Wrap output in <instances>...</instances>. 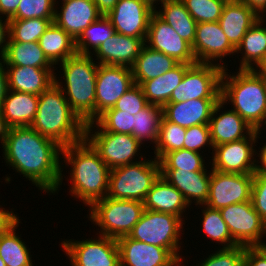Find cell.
<instances>
[{
	"label": "cell",
	"mask_w": 266,
	"mask_h": 266,
	"mask_svg": "<svg viewBox=\"0 0 266 266\" xmlns=\"http://www.w3.org/2000/svg\"><path fill=\"white\" fill-rule=\"evenodd\" d=\"M185 136L186 128L162 117L157 142L154 146L156 155L154 158L159 161L165 154L183 149Z\"/></svg>",
	"instance_id": "cell-39"
},
{
	"label": "cell",
	"mask_w": 266,
	"mask_h": 266,
	"mask_svg": "<svg viewBox=\"0 0 266 266\" xmlns=\"http://www.w3.org/2000/svg\"><path fill=\"white\" fill-rule=\"evenodd\" d=\"M197 23L219 22L225 2L222 0H181Z\"/></svg>",
	"instance_id": "cell-42"
},
{
	"label": "cell",
	"mask_w": 266,
	"mask_h": 266,
	"mask_svg": "<svg viewBox=\"0 0 266 266\" xmlns=\"http://www.w3.org/2000/svg\"><path fill=\"white\" fill-rule=\"evenodd\" d=\"M184 221L170 213L144 210L128 237L166 248L181 263L183 260L178 250L181 248L179 237Z\"/></svg>",
	"instance_id": "cell-8"
},
{
	"label": "cell",
	"mask_w": 266,
	"mask_h": 266,
	"mask_svg": "<svg viewBox=\"0 0 266 266\" xmlns=\"http://www.w3.org/2000/svg\"><path fill=\"white\" fill-rule=\"evenodd\" d=\"M202 210L203 214V231L208 238H211L212 242L224 244L223 249H229L238 246V244L232 239L231 233L228 229L227 224L223 220L221 213L218 209H212L208 206Z\"/></svg>",
	"instance_id": "cell-40"
},
{
	"label": "cell",
	"mask_w": 266,
	"mask_h": 266,
	"mask_svg": "<svg viewBox=\"0 0 266 266\" xmlns=\"http://www.w3.org/2000/svg\"><path fill=\"white\" fill-rule=\"evenodd\" d=\"M90 221L100 227V235L118 239L128 236L140 220L145 208L143 202L105 197L89 209Z\"/></svg>",
	"instance_id": "cell-7"
},
{
	"label": "cell",
	"mask_w": 266,
	"mask_h": 266,
	"mask_svg": "<svg viewBox=\"0 0 266 266\" xmlns=\"http://www.w3.org/2000/svg\"><path fill=\"white\" fill-rule=\"evenodd\" d=\"M64 1H67V0H62V2H64ZM54 3H55V5H56V3H57L56 0H54Z\"/></svg>",
	"instance_id": "cell-62"
},
{
	"label": "cell",
	"mask_w": 266,
	"mask_h": 266,
	"mask_svg": "<svg viewBox=\"0 0 266 266\" xmlns=\"http://www.w3.org/2000/svg\"><path fill=\"white\" fill-rule=\"evenodd\" d=\"M232 239L243 246H265L266 223L255 211L252 201L231 204L219 209Z\"/></svg>",
	"instance_id": "cell-11"
},
{
	"label": "cell",
	"mask_w": 266,
	"mask_h": 266,
	"mask_svg": "<svg viewBox=\"0 0 266 266\" xmlns=\"http://www.w3.org/2000/svg\"><path fill=\"white\" fill-rule=\"evenodd\" d=\"M227 70L221 76L220 99L231 102L233 110L260 134L266 117V77L255 69H239L232 76Z\"/></svg>",
	"instance_id": "cell-4"
},
{
	"label": "cell",
	"mask_w": 266,
	"mask_h": 266,
	"mask_svg": "<svg viewBox=\"0 0 266 266\" xmlns=\"http://www.w3.org/2000/svg\"><path fill=\"white\" fill-rule=\"evenodd\" d=\"M222 1H224L225 3H230V2H238L240 0H222Z\"/></svg>",
	"instance_id": "cell-60"
},
{
	"label": "cell",
	"mask_w": 266,
	"mask_h": 266,
	"mask_svg": "<svg viewBox=\"0 0 266 266\" xmlns=\"http://www.w3.org/2000/svg\"><path fill=\"white\" fill-rule=\"evenodd\" d=\"M162 10L154 12L167 24H169L176 33L191 45L195 39L197 22L187 11L181 0H166L161 4Z\"/></svg>",
	"instance_id": "cell-34"
},
{
	"label": "cell",
	"mask_w": 266,
	"mask_h": 266,
	"mask_svg": "<svg viewBox=\"0 0 266 266\" xmlns=\"http://www.w3.org/2000/svg\"><path fill=\"white\" fill-rule=\"evenodd\" d=\"M240 2L248 5L259 17L266 11V0H240Z\"/></svg>",
	"instance_id": "cell-56"
},
{
	"label": "cell",
	"mask_w": 266,
	"mask_h": 266,
	"mask_svg": "<svg viewBox=\"0 0 266 266\" xmlns=\"http://www.w3.org/2000/svg\"><path fill=\"white\" fill-rule=\"evenodd\" d=\"M245 246L218 249L196 266H244Z\"/></svg>",
	"instance_id": "cell-45"
},
{
	"label": "cell",
	"mask_w": 266,
	"mask_h": 266,
	"mask_svg": "<svg viewBox=\"0 0 266 266\" xmlns=\"http://www.w3.org/2000/svg\"><path fill=\"white\" fill-rule=\"evenodd\" d=\"M120 266H181L166 249L123 236L117 239Z\"/></svg>",
	"instance_id": "cell-19"
},
{
	"label": "cell",
	"mask_w": 266,
	"mask_h": 266,
	"mask_svg": "<svg viewBox=\"0 0 266 266\" xmlns=\"http://www.w3.org/2000/svg\"><path fill=\"white\" fill-rule=\"evenodd\" d=\"M19 221V217L13 211H8L0 207V237L6 234Z\"/></svg>",
	"instance_id": "cell-50"
},
{
	"label": "cell",
	"mask_w": 266,
	"mask_h": 266,
	"mask_svg": "<svg viewBox=\"0 0 266 266\" xmlns=\"http://www.w3.org/2000/svg\"><path fill=\"white\" fill-rule=\"evenodd\" d=\"M38 102V95L8 90L0 109L13 127L31 126L36 116Z\"/></svg>",
	"instance_id": "cell-28"
},
{
	"label": "cell",
	"mask_w": 266,
	"mask_h": 266,
	"mask_svg": "<svg viewBox=\"0 0 266 266\" xmlns=\"http://www.w3.org/2000/svg\"><path fill=\"white\" fill-rule=\"evenodd\" d=\"M0 266H6V264L4 263V261L1 257H0Z\"/></svg>",
	"instance_id": "cell-61"
},
{
	"label": "cell",
	"mask_w": 266,
	"mask_h": 266,
	"mask_svg": "<svg viewBox=\"0 0 266 266\" xmlns=\"http://www.w3.org/2000/svg\"><path fill=\"white\" fill-rule=\"evenodd\" d=\"M251 201L255 211L266 223V172L253 174Z\"/></svg>",
	"instance_id": "cell-48"
},
{
	"label": "cell",
	"mask_w": 266,
	"mask_h": 266,
	"mask_svg": "<svg viewBox=\"0 0 266 266\" xmlns=\"http://www.w3.org/2000/svg\"><path fill=\"white\" fill-rule=\"evenodd\" d=\"M145 43L153 50L162 52L179 63H197L192 46L181 38L176 31L162 20L155 12L149 22L148 34Z\"/></svg>",
	"instance_id": "cell-17"
},
{
	"label": "cell",
	"mask_w": 266,
	"mask_h": 266,
	"mask_svg": "<svg viewBox=\"0 0 266 266\" xmlns=\"http://www.w3.org/2000/svg\"><path fill=\"white\" fill-rule=\"evenodd\" d=\"M133 118L134 115L127 112L120 110H106L94 122L106 132L132 135Z\"/></svg>",
	"instance_id": "cell-44"
},
{
	"label": "cell",
	"mask_w": 266,
	"mask_h": 266,
	"mask_svg": "<svg viewBox=\"0 0 266 266\" xmlns=\"http://www.w3.org/2000/svg\"><path fill=\"white\" fill-rule=\"evenodd\" d=\"M8 91V81L5 69V64L2 59H0V108L2 106L3 99Z\"/></svg>",
	"instance_id": "cell-54"
},
{
	"label": "cell",
	"mask_w": 266,
	"mask_h": 266,
	"mask_svg": "<svg viewBox=\"0 0 266 266\" xmlns=\"http://www.w3.org/2000/svg\"><path fill=\"white\" fill-rule=\"evenodd\" d=\"M192 51L197 63H214L225 68L221 59L233 55L236 48L229 42L219 22L197 23ZM220 59V63H215ZM215 61V62H214Z\"/></svg>",
	"instance_id": "cell-18"
},
{
	"label": "cell",
	"mask_w": 266,
	"mask_h": 266,
	"mask_svg": "<svg viewBox=\"0 0 266 266\" xmlns=\"http://www.w3.org/2000/svg\"><path fill=\"white\" fill-rule=\"evenodd\" d=\"M199 152L187 149L175 150L165 154L160 160V169H180L190 172L207 171L205 160Z\"/></svg>",
	"instance_id": "cell-41"
},
{
	"label": "cell",
	"mask_w": 266,
	"mask_h": 266,
	"mask_svg": "<svg viewBox=\"0 0 266 266\" xmlns=\"http://www.w3.org/2000/svg\"><path fill=\"white\" fill-rule=\"evenodd\" d=\"M139 162L110 170L107 197L143 202L153 183L160 176L158 160L140 158ZM143 159V160H142Z\"/></svg>",
	"instance_id": "cell-6"
},
{
	"label": "cell",
	"mask_w": 266,
	"mask_h": 266,
	"mask_svg": "<svg viewBox=\"0 0 266 266\" xmlns=\"http://www.w3.org/2000/svg\"><path fill=\"white\" fill-rule=\"evenodd\" d=\"M160 176L181 192L189 205L192 200H196V206L205 205L209 195L211 171L160 169Z\"/></svg>",
	"instance_id": "cell-23"
},
{
	"label": "cell",
	"mask_w": 266,
	"mask_h": 266,
	"mask_svg": "<svg viewBox=\"0 0 266 266\" xmlns=\"http://www.w3.org/2000/svg\"><path fill=\"white\" fill-rule=\"evenodd\" d=\"M1 59L6 66L55 68L44 54L39 42H7L5 53Z\"/></svg>",
	"instance_id": "cell-32"
},
{
	"label": "cell",
	"mask_w": 266,
	"mask_h": 266,
	"mask_svg": "<svg viewBox=\"0 0 266 266\" xmlns=\"http://www.w3.org/2000/svg\"><path fill=\"white\" fill-rule=\"evenodd\" d=\"M7 33V34H6ZM9 39V20L5 19L2 20V16H0V58L3 57L7 42L6 40Z\"/></svg>",
	"instance_id": "cell-52"
},
{
	"label": "cell",
	"mask_w": 266,
	"mask_h": 266,
	"mask_svg": "<svg viewBox=\"0 0 266 266\" xmlns=\"http://www.w3.org/2000/svg\"><path fill=\"white\" fill-rule=\"evenodd\" d=\"M145 42L141 38L116 33L94 52L98 64L131 68Z\"/></svg>",
	"instance_id": "cell-24"
},
{
	"label": "cell",
	"mask_w": 266,
	"mask_h": 266,
	"mask_svg": "<svg viewBox=\"0 0 266 266\" xmlns=\"http://www.w3.org/2000/svg\"><path fill=\"white\" fill-rule=\"evenodd\" d=\"M63 251L72 266H120L117 239L99 235L98 239L64 240Z\"/></svg>",
	"instance_id": "cell-12"
},
{
	"label": "cell",
	"mask_w": 266,
	"mask_h": 266,
	"mask_svg": "<svg viewBox=\"0 0 266 266\" xmlns=\"http://www.w3.org/2000/svg\"><path fill=\"white\" fill-rule=\"evenodd\" d=\"M223 105L225 104L220 99L215 104L209 121L213 147L247 138L254 131V129L233 109L222 112V114L219 113L220 115L217 116L221 108L223 109Z\"/></svg>",
	"instance_id": "cell-21"
},
{
	"label": "cell",
	"mask_w": 266,
	"mask_h": 266,
	"mask_svg": "<svg viewBox=\"0 0 266 266\" xmlns=\"http://www.w3.org/2000/svg\"><path fill=\"white\" fill-rule=\"evenodd\" d=\"M254 130L247 138L215 146L212 150V169L224 173L254 174L255 155L258 153L253 145L259 138Z\"/></svg>",
	"instance_id": "cell-14"
},
{
	"label": "cell",
	"mask_w": 266,
	"mask_h": 266,
	"mask_svg": "<svg viewBox=\"0 0 266 266\" xmlns=\"http://www.w3.org/2000/svg\"><path fill=\"white\" fill-rule=\"evenodd\" d=\"M85 123L71 109L60 87L53 83L39 95L38 109L31 127L60 146L84 139Z\"/></svg>",
	"instance_id": "cell-3"
},
{
	"label": "cell",
	"mask_w": 266,
	"mask_h": 266,
	"mask_svg": "<svg viewBox=\"0 0 266 266\" xmlns=\"http://www.w3.org/2000/svg\"><path fill=\"white\" fill-rule=\"evenodd\" d=\"M259 69V70H258ZM260 74L266 77V58L265 60L260 64V66L256 69Z\"/></svg>",
	"instance_id": "cell-59"
},
{
	"label": "cell",
	"mask_w": 266,
	"mask_h": 266,
	"mask_svg": "<svg viewBox=\"0 0 266 266\" xmlns=\"http://www.w3.org/2000/svg\"><path fill=\"white\" fill-rule=\"evenodd\" d=\"M261 153L257 156L260 157V161L256 159L255 172H266V144L260 149ZM260 163V165H258Z\"/></svg>",
	"instance_id": "cell-57"
},
{
	"label": "cell",
	"mask_w": 266,
	"mask_h": 266,
	"mask_svg": "<svg viewBox=\"0 0 266 266\" xmlns=\"http://www.w3.org/2000/svg\"><path fill=\"white\" fill-rule=\"evenodd\" d=\"M134 85L131 68L116 65H98L96 77L95 120L113 108L117 100Z\"/></svg>",
	"instance_id": "cell-15"
},
{
	"label": "cell",
	"mask_w": 266,
	"mask_h": 266,
	"mask_svg": "<svg viewBox=\"0 0 266 266\" xmlns=\"http://www.w3.org/2000/svg\"><path fill=\"white\" fill-rule=\"evenodd\" d=\"M21 0H0V15H5L6 19H10L20 4Z\"/></svg>",
	"instance_id": "cell-51"
},
{
	"label": "cell",
	"mask_w": 266,
	"mask_h": 266,
	"mask_svg": "<svg viewBox=\"0 0 266 266\" xmlns=\"http://www.w3.org/2000/svg\"><path fill=\"white\" fill-rule=\"evenodd\" d=\"M19 223L0 237V257L6 266H33L30 249L15 232Z\"/></svg>",
	"instance_id": "cell-37"
},
{
	"label": "cell",
	"mask_w": 266,
	"mask_h": 266,
	"mask_svg": "<svg viewBox=\"0 0 266 266\" xmlns=\"http://www.w3.org/2000/svg\"><path fill=\"white\" fill-rule=\"evenodd\" d=\"M162 117V107L148 104L134 115L132 136L141 144L147 139L156 144Z\"/></svg>",
	"instance_id": "cell-36"
},
{
	"label": "cell",
	"mask_w": 266,
	"mask_h": 266,
	"mask_svg": "<svg viewBox=\"0 0 266 266\" xmlns=\"http://www.w3.org/2000/svg\"><path fill=\"white\" fill-rule=\"evenodd\" d=\"M219 100L220 98H200L167 103L163 107V117L183 128L209 125L213 108Z\"/></svg>",
	"instance_id": "cell-22"
},
{
	"label": "cell",
	"mask_w": 266,
	"mask_h": 266,
	"mask_svg": "<svg viewBox=\"0 0 266 266\" xmlns=\"http://www.w3.org/2000/svg\"><path fill=\"white\" fill-rule=\"evenodd\" d=\"M253 174L224 173L211 169L209 195L205 206L221 209L251 201Z\"/></svg>",
	"instance_id": "cell-13"
},
{
	"label": "cell",
	"mask_w": 266,
	"mask_h": 266,
	"mask_svg": "<svg viewBox=\"0 0 266 266\" xmlns=\"http://www.w3.org/2000/svg\"><path fill=\"white\" fill-rule=\"evenodd\" d=\"M223 67L212 63L192 64L185 72L177 88L171 94L169 103L189 99L220 98Z\"/></svg>",
	"instance_id": "cell-10"
},
{
	"label": "cell",
	"mask_w": 266,
	"mask_h": 266,
	"mask_svg": "<svg viewBox=\"0 0 266 266\" xmlns=\"http://www.w3.org/2000/svg\"><path fill=\"white\" fill-rule=\"evenodd\" d=\"M94 62L92 55L76 53L60 62L63 70L61 75L62 78L65 77L64 88L55 76V83L63 91L71 109L85 124L95 121L96 77L99 64Z\"/></svg>",
	"instance_id": "cell-5"
},
{
	"label": "cell",
	"mask_w": 266,
	"mask_h": 266,
	"mask_svg": "<svg viewBox=\"0 0 266 266\" xmlns=\"http://www.w3.org/2000/svg\"><path fill=\"white\" fill-rule=\"evenodd\" d=\"M56 8L54 0H21L17 11L9 20L54 19Z\"/></svg>",
	"instance_id": "cell-43"
},
{
	"label": "cell",
	"mask_w": 266,
	"mask_h": 266,
	"mask_svg": "<svg viewBox=\"0 0 266 266\" xmlns=\"http://www.w3.org/2000/svg\"><path fill=\"white\" fill-rule=\"evenodd\" d=\"M38 42L46 57L54 65L77 53L75 40L55 22L51 23Z\"/></svg>",
	"instance_id": "cell-33"
},
{
	"label": "cell",
	"mask_w": 266,
	"mask_h": 266,
	"mask_svg": "<svg viewBox=\"0 0 266 266\" xmlns=\"http://www.w3.org/2000/svg\"><path fill=\"white\" fill-rule=\"evenodd\" d=\"M206 145L214 148L209 125H196L186 128L184 149L200 153V149Z\"/></svg>",
	"instance_id": "cell-47"
},
{
	"label": "cell",
	"mask_w": 266,
	"mask_h": 266,
	"mask_svg": "<svg viewBox=\"0 0 266 266\" xmlns=\"http://www.w3.org/2000/svg\"><path fill=\"white\" fill-rule=\"evenodd\" d=\"M143 205L145 210L170 213L181 218L183 212L189 208L183 194L161 176L148 191Z\"/></svg>",
	"instance_id": "cell-27"
},
{
	"label": "cell",
	"mask_w": 266,
	"mask_h": 266,
	"mask_svg": "<svg viewBox=\"0 0 266 266\" xmlns=\"http://www.w3.org/2000/svg\"><path fill=\"white\" fill-rule=\"evenodd\" d=\"M54 19L32 18L9 20L8 42H38Z\"/></svg>",
	"instance_id": "cell-38"
},
{
	"label": "cell",
	"mask_w": 266,
	"mask_h": 266,
	"mask_svg": "<svg viewBox=\"0 0 266 266\" xmlns=\"http://www.w3.org/2000/svg\"><path fill=\"white\" fill-rule=\"evenodd\" d=\"M178 64L174 58L153 50L145 43L131 67L134 84L141 85L144 81L155 79Z\"/></svg>",
	"instance_id": "cell-29"
},
{
	"label": "cell",
	"mask_w": 266,
	"mask_h": 266,
	"mask_svg": "<svg viewBox=\"0 0 266 266\" xmlns=\"http://www.w3.org/2000/svg\"><path fill=\"white\" fill-rule=\"evenodd\" d=\"M260 17L243 2L225 3L219 23L229 42L237 48L246 32Z\"/></svg>",
	"instance_id": "cell-26"
},
{
	"label": "cell",
	"mask_w": 266,
	"mask_h": 266,
	"mask_svg": "<svg viewBox=\"0 0 266 266\" xmlns=\"http://www.w3.org/2000/svg\"><path fill=\"white\" fill-rule=\"evenodd\" d=\"M264 22L265 20L260 16V19L246 32L241 43L237 46L235 53L238 54V52L242 51V55L244 54L242 59H240L239 69L256 70L265 60L266 27H262Z\"/></svg>",
	"instance_id": "cell-31"
},
{
	"label": "cell",
	"mask_w": 266,
	"mask_h": 266,
	"mask_svg": "<svg viewBox=\"0 0 266 266\" xmlns=\"http://www.w3.org/2000/svg\"><path fill=\"white\" fill-rule=\"evenodd\" d=\"M62 156L72 168V196L90 207L107 196L111 169L85 139L62 147Z\"/></svg>",
	"instance_id": "cell-2"
},
{
	"label": "cell",
	"mask_w": 266,
	"mask_h": 266,
	"mask_svg": "<svg viewBox=\"0 0 266 266\" xmlns=\"http://www.w3.org/2000/svg\"><path fill=\"white\" fill-rule=\"evenodd\" d=\"M144 3H146L148 6H150L153 10H156V5H154L156 2H161V4L166 0H142Z\"/></svg>",
	"instance_id": "cell-58"
},
{
	"label": "cell",
	"mask_w": 266,
	"mask_h": 266,
	"mask_svg": "<svg viewBox=\"0 0 266 266\" xmlns=\"http://www.w3.org/2000/svg\"><path fill=\"white\" fill-rule=\"evenodd\" d=\"M60 11L55 10L54 22L74 40L102 14L93 0H67Z\"/></svg>",
	"instance_id": "cell-20"
},
{
	"label": "cell",
	"mask_w": 266,
	"mask_h": 266,
	"mask_svg": "<svg viewBox=\"0 0 266 266\" xmlns=\"http://www.w3.org/2000/svg\"><path fill=\"white\" fill-rule=\"evenodd\" d=\"M13 126L9 121L3 116V112L0 109V142L4 146L7 138L10 136Z\"/></svg>",
	"instance_id": "cell-53"
},
{
	"label": "cell",
	"mask_w": 266,
	"mask_h": 266,
	"mask_svg": "<svg viewBox=\"0 0 266 266\" xmlns=\"http://www.w3.org/2000/svg\"><path fill=\"white\" fill-rule=\"evenodd\" d=\"M192 64L179 63L170 71L156 77L144 81L140 86L148 104L164 107L169 103L172 92L181 83L186 70Z\"/></svg>",
	"instance_id": "cell-30"
},
{
	"label": "cell",
	"mask_w": 266,
	"mask_h": 266,
	"mask_svg": "<svg viewBox=\"0 0 266 266\" xmlns=\"http://www.w3.org/2000/svg\"><path fill=\"white\" fill-rule=\"evenodd\" d=\"M244 266H266V245L245 246Z\"/></svg>",
	"instance_id": "cell-49"
},
{
	"label": "cell",
	"mask_w": 266,
	"mask_h": 266,
	"mask_svg": "<svg viewBox=\"0 0 266 266\" xmlns=\"http://www.w3.org/2000/svg\"><path fill=\"white\" fill-rule=\"evenodd\" d=\"M93 125L98 130L94 134ZM84 139L110 169L139 162L132 159H135L136 154L138 156L141 143L130 134L106 132L96 122H91L85 125Z\"/></svg>",
	"instance_id": "cell-9"
},
{
	"label": "cell",
	"mask_w": 266,
	"mask_h": 266,
	"mask_svg": "<svg viewBox=\"0 0 266 266\" xmlns=\"http://www.w3.org/2000/svg\"><path fill=\"white\" fill-rule=\"evenodd\" d=\"M153 10L142 0H119L106 15L116 33L146 41Z\"/></svg>",
	"instance_id": "cell-16"
},
{
	"label": "cell",
	"mask_w": 266,
	"mask_h": 266,
	"mask_svg": "<svg viewBox=\"0 0 266 266\" xmlns=\"http://www.w3.org/2000/svg\"><path fill=\"white\" fill-rule=\"evenodd\" d=\"M98 11L102 15H107L118 3L119 0H93Z\"/></svg>",
	"instance_id": "cell-55"
},
{
	"label": "cell",
	"mask_w": 266,
	"mask_h": 266,
	"mask_svg": "<svg viewBox=\"0 0 266 266\" xmlns=\"http://www.w3.org/2000/svg\"><path fill=\"white\" fill-rule=\"evenodd\" d=\"M8 90L40 95L55 83L54 69L6 66Z\"/></svg>",
	"instance_id": "cell-25"
},
{
	"label": "cell",
	"mask_w": 266,
	"mask_h": 266,
	"mask_svg": "<svg viewBox=\"0 0 266 266\" xmlns=\"http://www.w3.org/2000/svg\"><path fill=\"white\" fill-rule=\"evenodd\" d=\"M115 34V29L106 15L100 16L91 23L75 40L76 52L78 54L90 55L95 52L100 45ZM90 47V49H89Z\"/></svg>",
	"instance_id": "cell-35"
},
{
	"label": "cell",
	"mask_w": 266,
	"mask_h": 266,
	"mask_svg": "<svg viewBox=\"0 0 266 266\" xmlns=\"http://www.w3.org/2000/svg\"><path fill=\"white\" fill-rule=\"evenodd\" d=\"M148 105L146 97L140 85L134 84L125 94H123L113 106L108 110H120L131 115H136Z\"/></svg>",
	"instance_id": "cell-46"
},
{
	"label": "cell",
	"mask_w": 266,
	"mask_h": 266,
	"mask_svg": "<svg viewBox=\"0 0 266 266\" xmlns=\"http://www.w3.org/2000/svg\"><path fill=\"white\" fill-rule=\"evenodd\" d=\"M3 148L12 169L32 181L39 190L54 193L62 185V146L42 136L31 126L13 127ZM62 169V170H61Z\"/></svg>",
	"instance_id": "cell-1"
}]
</instances>
